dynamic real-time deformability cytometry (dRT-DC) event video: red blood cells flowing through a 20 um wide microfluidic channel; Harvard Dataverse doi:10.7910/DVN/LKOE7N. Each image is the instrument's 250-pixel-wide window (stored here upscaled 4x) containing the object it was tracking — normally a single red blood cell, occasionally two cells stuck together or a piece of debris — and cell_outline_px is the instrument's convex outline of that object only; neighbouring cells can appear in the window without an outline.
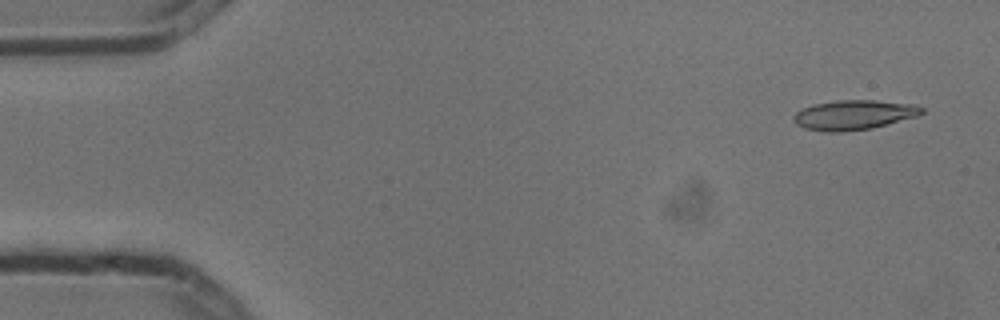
{"species": "common noctule bat (a hibernating species)", "species_latin": "Nyctalus noctula", "temperature_condition": "cold", "stored_images_in_passage": 8, "camera_frame_rate_fps": 3000, "um_per_image_px": 0.085, "animal": {"sex": "male", "body_mass_g": 13.3}, "frame": {"image": 1, "passage_image": 1, "time_ms": 0.0, "image_size_px": [1000, 320], "cell_outline_px": [[924, 112], [916, 116], [872, 128], [844, 132], [828, 132], [804, 128], [796, 124], [792, 116], [796, 112], [804, 108], [816, 104], [836, 100], [872, 100], [916, 104], [924, 108]], "centroid_in_image_um": [72.58, 9.77], "position_along_channel_um": 12.4, "area_um2": 22.08}}
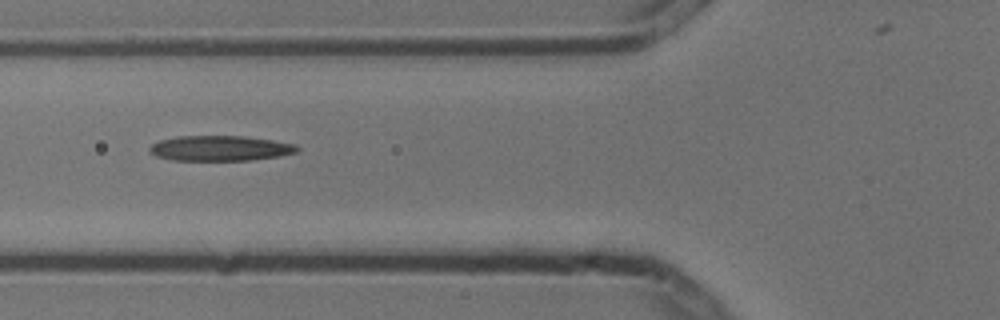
{"frame": {"image": 2, "passage_image": 6, "time_ms": 1.667, "image_size_px": [1000, 320], "cell_outline_px": [[300, 148], [296, 152], [280, 156], [248, 160], [172, 160], [156, 156], [148, 152], [148, 148], [152, 144], [160, 140], [176, 136], [244, 136], [272, 140], [296, 144]], "centroid_in_image_um": [18.69, 12.6], "position_along_channel_um": 107.1, "area_um2": 21.73}}
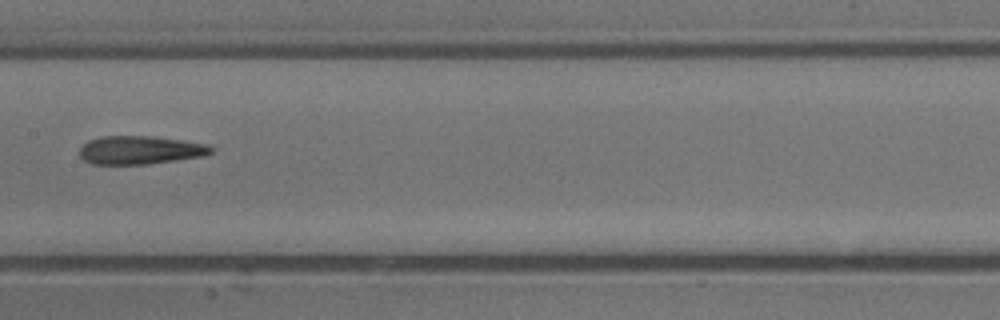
{"frame": {"image": 3, "passage_image": 8, "time_ms": 2.333, "image_size_px": [1000, 320], "cell_outline_px": [[212, 152], [204, 156], [148, 164], [92, 164], [84, 160], [80, 156], [80, 148], [88, 140], [100, 136], [152, 136], [208, 144], [212, 148]], "centroid_in_image_um": [11.89, 12.75], "position_along_channel_um": 195.5, "area_um2": 21.68}}